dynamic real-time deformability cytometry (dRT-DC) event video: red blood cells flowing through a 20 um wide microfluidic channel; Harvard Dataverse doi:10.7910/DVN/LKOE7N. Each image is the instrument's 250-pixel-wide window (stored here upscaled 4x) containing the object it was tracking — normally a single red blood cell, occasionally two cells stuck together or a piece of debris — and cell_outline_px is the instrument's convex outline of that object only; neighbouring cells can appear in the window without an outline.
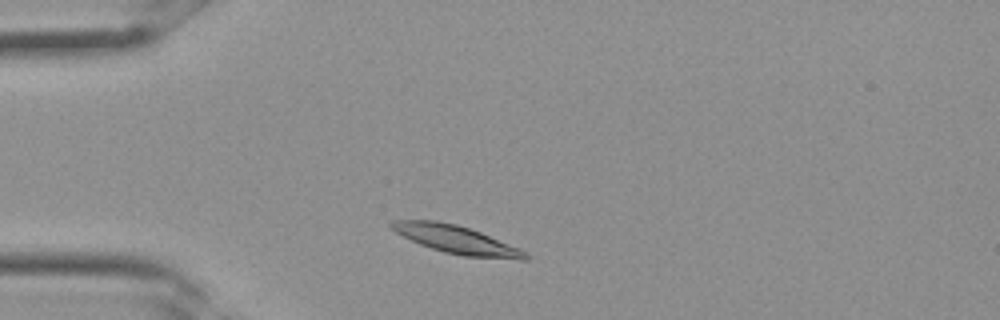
{"species": "Egyptian fruit bat (a non-hibernating species)", "species_latin": "Rousettus aegyptiacus", "temperature_condition": "room temperature", "stored_images_in_passage": 28, "camera_frame_rate_fps": 3000, "um_per_image_px": 0.085, "frame": {"image": 1, "passage_image": 3, "time_ms": 0.667, "image_size_px": [1000, 320], "cell_outline_px": [[528, 260], [520, 260], [464, 256], [444, 252], [420, 244], [396, 232], [388, 224], [392, 220], [436, 220], [456, 224], [480, 232], [520, 248], [528, 256]], "centroid_in_image_um": [38.8, 20.37], "position_along_channel_um": 46.2, "area_um2": 21.68}}
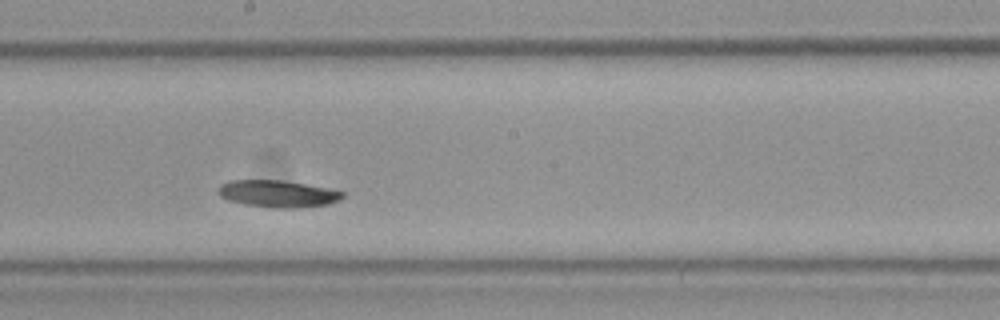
{"frame": {"image": 2, "passage_image": 13, "time_ms": 4.0, "image_size_px": [1000, 320], "cell_outline_px": [[344, 196], [328, 204], [300, 208], [272, 208], [244, 204], [228, 200], [220, 196], [216, 192], [216, 188], [220, 184], [232, 180], [280, 180], [328, 188], [344, 192]], "centroid_in_image_um": [23.55, 16.47], "position_along_channel_um": 224.7, "area_um2": 19.59}}
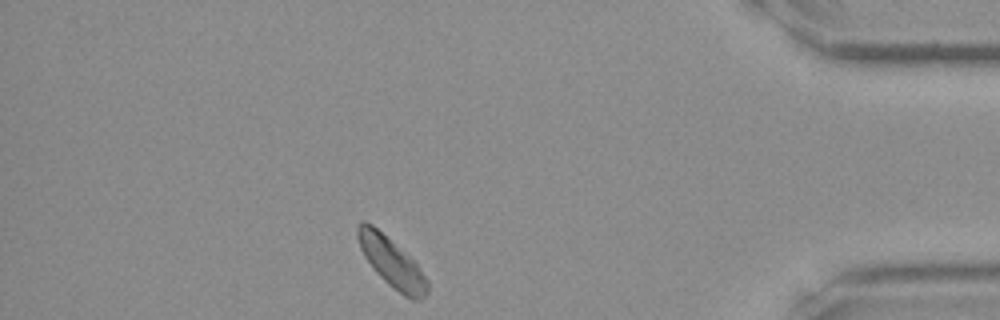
{"frame": {"image": 3, "passage_image": 24, "time_ms": 7.667, "image_size_px": [1000, 320], "cell_outline_px": [[428, 292], [424, 296], [416, 300], [412, 300], [404, 296], [388, 284], [376, 272], [364, 256], [360, 248], [356, 236], [356, 228], [364, 220], [372, 224], [408, 256], [420, 268], [428, 280]], "centroid_in_image_um": [33.27, 22.31], "position_along_channel_um": 401.9, "area_um2": 19.65}}